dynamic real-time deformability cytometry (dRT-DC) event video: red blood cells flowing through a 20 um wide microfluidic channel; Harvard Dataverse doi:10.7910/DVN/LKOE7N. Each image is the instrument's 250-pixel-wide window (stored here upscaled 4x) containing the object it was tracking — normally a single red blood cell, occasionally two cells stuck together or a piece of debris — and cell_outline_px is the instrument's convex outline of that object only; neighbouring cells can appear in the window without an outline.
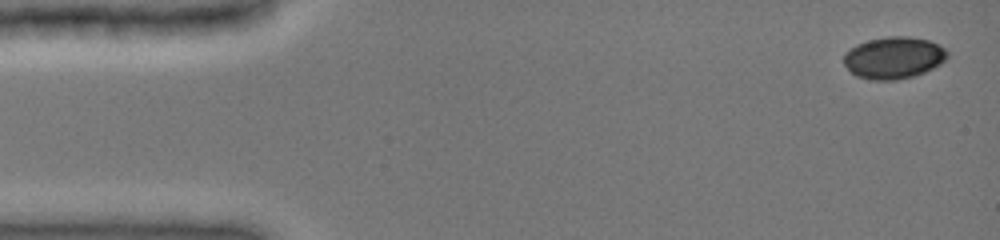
{"species": "common noctule bat (a hibernating species)", "species_latin": "Nyctalus noctula", "temperature_condition": "cold", "stored_images_in_passage": 12, "camera_frame_rate_fps": 3000, "um_per_image_px": 0.085, "animal": {"sex": "female", "body_mass_g": 19.0, "forearm_length_mm": 51.5}, "frame": {"image": 1, "passage_image": 1, "time_ms": 0.0, "image_size_px": [1000, 240], "cell_outline_px": [[948, 56], [940, 64], [924, 72], [912, 76], [896, 80], [872, 80], [856, 76], [844, 64], [844, 52], [856, 44], [868, 40], [888, 36], [908, 36], [928, 40], [944, 48], [948, 52]], "centroid_in_image_um": [75.94, 4.9], "position_along_channel_um": 9.1, "area_um2": 25.2}}
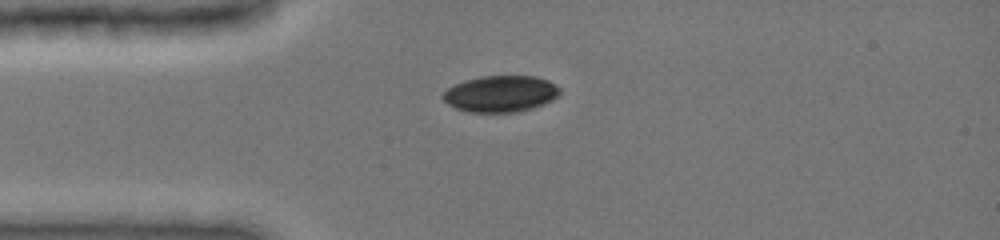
{"frame": {"image": 2, "passage_image": 10, "time_ms": 3.333, "image_size_px": [1000, 240], "cell_outline_px": [[560, 92], [552, 100], [544, 104], [532, 108], [516, 112], [468, 112], [456, 108], [448, 104], [440, 96], [448, 88], [464, 80], [480, 76], [536, 76], [548, 80], [556, 84], [560, 88]], "centroid_in_image_um": [42.55, 7.97], "position_along_channel_um": 42.4, "area_um2": 24.85}}